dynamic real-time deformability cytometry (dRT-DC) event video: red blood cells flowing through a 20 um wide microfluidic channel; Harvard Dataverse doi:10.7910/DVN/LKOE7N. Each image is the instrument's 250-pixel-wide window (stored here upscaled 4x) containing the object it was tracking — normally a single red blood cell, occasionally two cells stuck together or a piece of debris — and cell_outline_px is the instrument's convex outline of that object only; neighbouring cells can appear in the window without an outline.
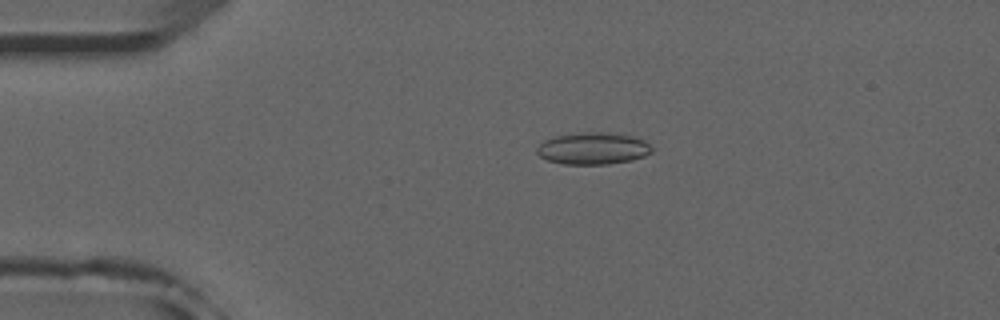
{"species": "common noctule bat (a hibernating species)", "species_latin": "Nyctalus noctula", "temperature_condition": "room temperature", "stored_images_in_passage": 34, "camera_frame_rate_fps": 3000, "um_per_image_px": 0.085, "animal": {"sex": "male", "forearm_length_mm": 52.5}, "frame": {"image": 1, "passage_image": 1, "time_ms": 0.0, "image_size_px": [1000, 320], "cell_outline_px": [[652, 152], [644, 156], [632, 160], [608, 164], [564, 164], [548, 160], [540, 156], [536, 152], [536, 148], [544, 140], [556, 136], [580, 132], [600, 132], [636, 136], [644, 140], [652, 148]], "centroid_in_image_um": [50.41, 12.61], "position_along_channel_um": 34.6, "area_um2": 21.39}}
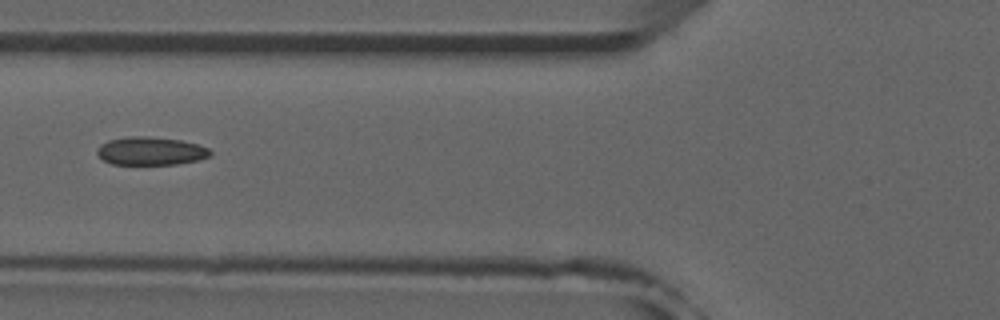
{"frame": {"image": 2, "passage_image": 10, "time_ms": 3.0, "image_size_px": [1000, 320], "cell_outline_px": [[212, 156], [196, 160], [176, 164], [112, 164], [104, 160], [96, 152], [100, 144], [108, 140], [128, 136], [148, 136], [180, 140], [200, 144], [208, 148], [212, 152]], "centroid_in_image_um": [12.83, 12.82], "position_along_channel_um": 113.0, "area_um2": 18.61}}
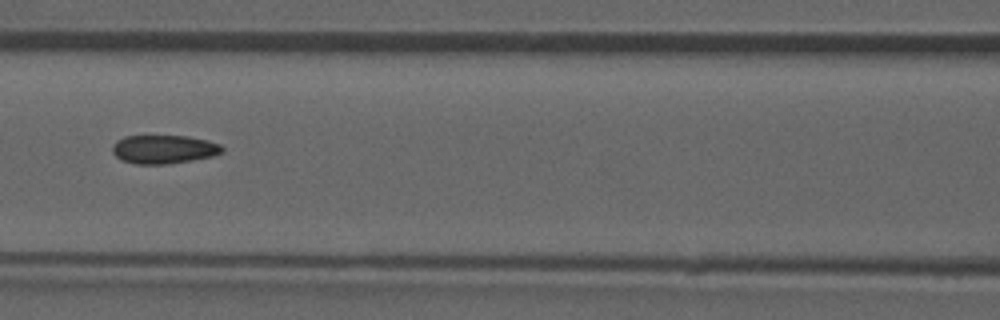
{"frame": {"image": 3, "passage_image": 13, "time_ms": 4.0, "image_size_px": [1000, 320], "cell_outline_px": [[224, 152], [212, 156], [192, 160], [168, 164], [136, 164], [120, 160], [112, 152], [112, 144], [116, 140], [124, 136], [188, 136], [208, 140], [220, 144], [224, 148]], "centroid_in_image_um": [13.91, 12.69], "position_along_channel_um": 152.7, "area_um2": 18.5}, "authors_computed_cell_mechanics": {"area_um2": 18.7561, "velocity_mm_per_s": 3.9417, "shape_relaxation_time_tau1_ms": null, "shape_relaxation_time_tau2_ms": 1.6988, "deformation_change_tau1": null, "deformation_change_tau2": 0.0838}}